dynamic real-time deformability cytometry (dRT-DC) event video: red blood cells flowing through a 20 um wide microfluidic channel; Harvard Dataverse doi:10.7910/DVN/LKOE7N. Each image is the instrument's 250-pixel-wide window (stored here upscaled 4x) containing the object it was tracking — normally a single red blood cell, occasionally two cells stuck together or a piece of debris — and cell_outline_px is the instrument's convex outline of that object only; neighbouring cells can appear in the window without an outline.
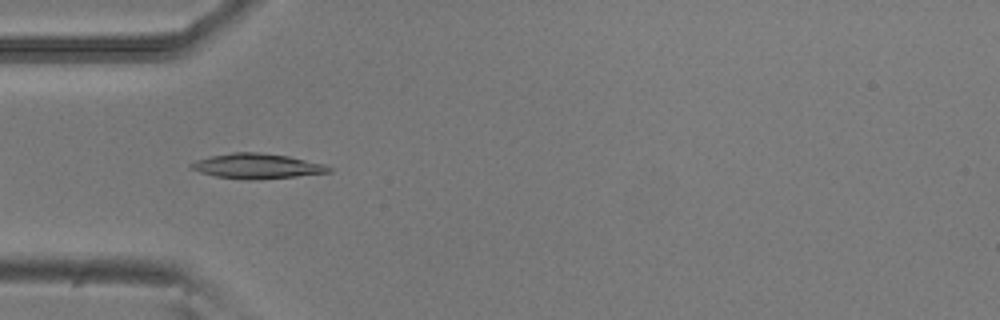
{"species": "common noctule bat (a hibernating species)", "species_latin": "Nyctalus noctula", "temperature_condition": "room temperature", "stored_images_in_passage": 6, "camera_frame_rate_fps": 3000, "um_per_image_px": 0.085, "animal": {"sex": "male", "body_mass_g": 20.5, "forearm_length_mm": 52.5}, "frame": {"image": 1, "passage_image": 4, "time_ms": 1.0, "image_size_px": [1000, 320], "cell_outline_px": [[332, 172], [296, 176], [252, 180], [244, 180], [216, 176], [200, 172], [188, 168], [188, 164], [196, 160], [212, 156], [232, 152], [256, 152], [288, 156], [324, 164], [332, 168]], "centroid_in_image_um": [21.82, 14.12], "position_along_channel_um": 63.2, "area_um2": 20.06}}
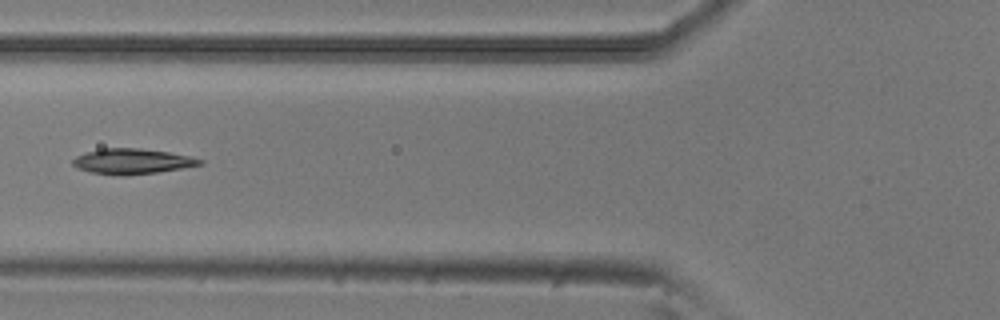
{"frame": {"image": 2, "passage_image": 5, "time_ms": 1.333, "image_size_px": [1000, 320], "cell_outline_px": [[204, 164], [156, 172], [124, 176], [120, 176], [92, 172], [80, 168], [72, 164], [72, 160], [76, 156], [100, 148], [140, 148], [168, 152], [188, 156], [204, 160]], "centroid_in_image_um": [11.23, 13.71], "position_along_channel_um": 114.6, "area_um2": 18.55}}
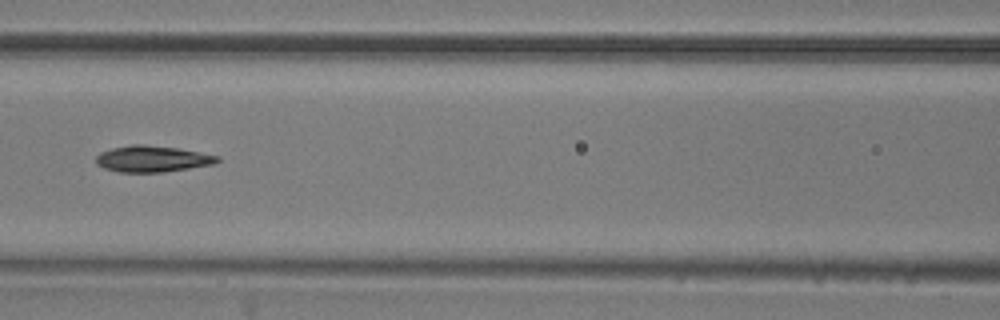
{"frame": {"image": 3, "passage_image": 6, "time_ms": 1.667, "image_size_px": [1000, 320], "cell_outline_px": [[220, 160], [216, 164], [164, 172], [120, 172], [104, 168], [96, 164], [96, 156], [100, 152], [112, 148], [132, 144], [144, 144], [176, 148], [220, 156]], "centroid_in_image_um": [12.95, 13.5], "position_along_channel_um": 153.7, "area_um2": 18.61}}